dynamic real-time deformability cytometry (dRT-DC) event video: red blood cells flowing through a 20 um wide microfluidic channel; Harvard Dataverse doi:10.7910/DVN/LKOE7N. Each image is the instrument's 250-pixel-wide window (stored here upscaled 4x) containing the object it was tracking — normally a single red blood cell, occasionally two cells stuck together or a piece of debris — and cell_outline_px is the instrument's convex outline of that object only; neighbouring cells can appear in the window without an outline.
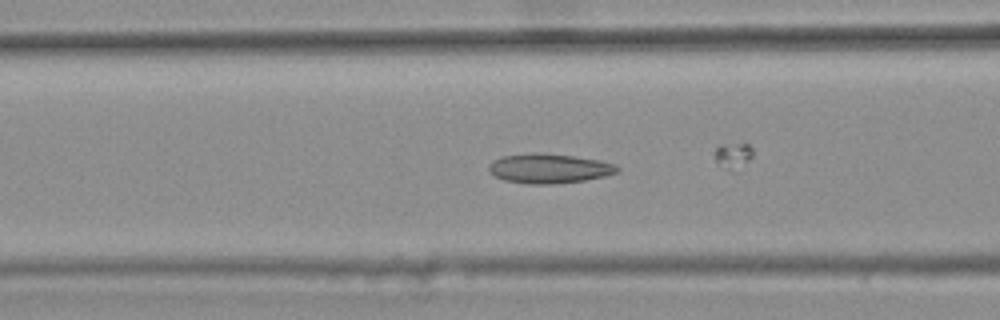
{"species": "common noctule bat (a hibernating species)", "species_latin": "Nyctalus noctula", "temperature_condition": "warm", "stored_images_in_passage": 29, "camera_frame_rate_fps": 3000, "um_per_image_px": 0.085, "animal": {"sex": "female", "body_mass_g": 25.1}, "frame": {"image": 1, "passage_image": 3, "time_ms": 0.667, "image_size_px": [1000, 320], "cell_outline_px": [[620, 168], [616, 172], [604, 176], [584, 180], [552, 184], [528, 184], [504, 180], [488, 172], [488, 168], [492, 160], [504, 156], [536, 152], [544, 152], [572, 156], [596, 160], [616, 164]], "centroid_in_image_um": [46.63, 14.31], "position_along_channel_um": 120.0, "area_um2": 22.02}}
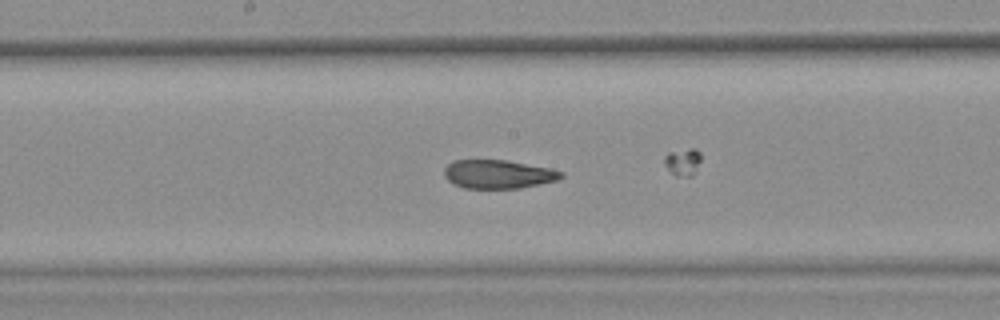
{"frame": {"image": 2, "passage_image": 10, "time_ms": 3.0, "image_size_px": [1000, 320], "cell_outline_px": [[564, 176], [556, 180], [540, 184], [520, 188], [464, 188], [448, 180], [444, 176], [444, 168], [452, 160], [508, 160], [552, 168], [564, 172]], "centroid_in_image_um": [42.37, 14.79], "position_along_channel_um": 205.8, "area_um2": 19.59}}
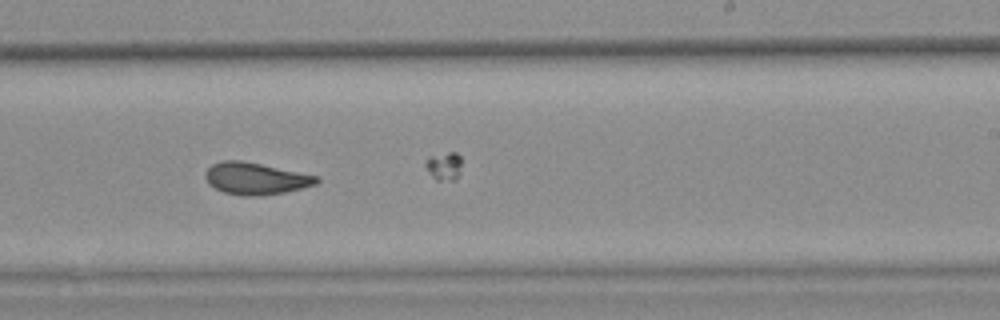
{"frame": {"image": 3, "passage_image": 15, "time_ms": 4.667, "image_size_px": [1000, 320], "cell_outline_px": [[320, 180], [316, 184], [284, 192], [260, 196], [244, 196], [224, 192], [208, 184], [204, 176], [208, 168], [212, 164], [220, 160], [240, 160], [260, 164], [316, 176]], "centroid_in_image_um": [21.67, 15.17], "position_along_channel_um": 267.3, "area_um2": 20.4}}